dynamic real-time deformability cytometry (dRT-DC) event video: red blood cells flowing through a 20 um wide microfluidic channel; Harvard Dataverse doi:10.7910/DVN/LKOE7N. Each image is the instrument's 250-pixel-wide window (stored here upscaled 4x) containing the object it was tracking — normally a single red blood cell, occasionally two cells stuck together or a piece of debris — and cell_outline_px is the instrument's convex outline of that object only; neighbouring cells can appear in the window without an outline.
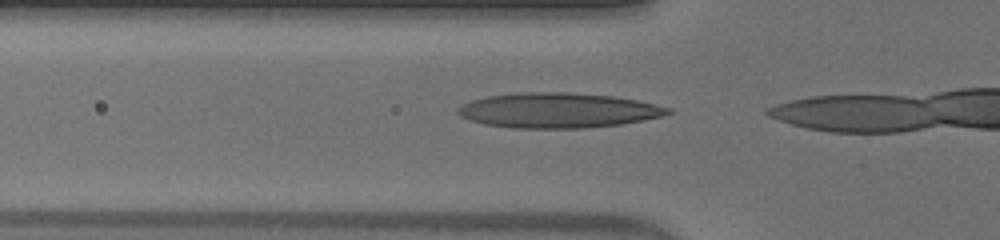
{"species": "human", "species_latin": "Homo sapiens", "temperature_condition": "warm", "stored_images_in_passage": 4, "camera_frame_rate_fps": 3000, "um_per_image_px": 0.085, "donor": {"sex": "male"}, "frame": {"image": 1, "passage_image": 2, "time_ms": 0.333, "image_size_px": [1000, 240], "cell_outline_px": [[672, 112], [660, 116], [644, 120], [620, 124], [584, 128], [512, 128], [484, 124], [460, 116], [456, 112], [456, 108], [460, 104], [472, 100], [488, 96], [520, 92], [572, 92], [612, 96], [636, 100], [656, 104], [672, 108]], "centroid_in_image_um": [47.41, 9.38], "position_along_channel_um": 78.4, "area_um2": 42.95}}